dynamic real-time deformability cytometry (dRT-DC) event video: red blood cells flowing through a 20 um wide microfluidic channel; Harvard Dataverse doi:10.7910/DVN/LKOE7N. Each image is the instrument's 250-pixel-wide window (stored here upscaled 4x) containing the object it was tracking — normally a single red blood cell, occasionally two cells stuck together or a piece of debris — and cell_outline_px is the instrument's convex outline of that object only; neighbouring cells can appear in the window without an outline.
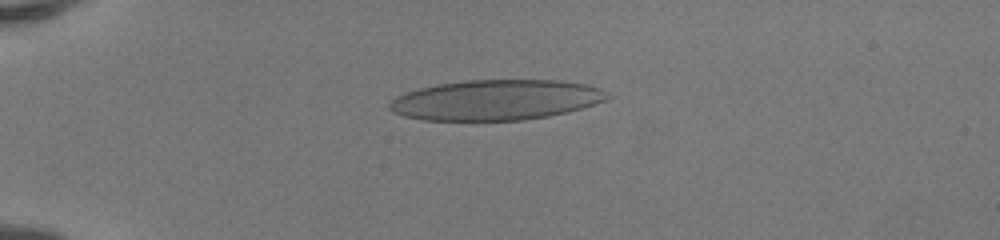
{"species": "human", "species_latin": "Homo sapiens", "temperature_condition": "room temperature", "stored_images_in_passage": 42, "camera_frame_rate_fps": 3000, "um_per_image_px": 0.085, "donor": {"sex": "female"}, "frame": {"image": 1, "passage_image": 6, "time_ms": 1.667, "image_size_px": [1000, 240], "cell_outline_px": [[616, 96], [568, 112], [548, 116], [524, 120], [424, 120], [404, 116], [392, 112], [388, 108], [388, 104], [396, 96], [420, 88], [436, 84], [468, 80], [560, 80], [588, 84], [600, 88]], "centroid_in_image_um": [42.18, 8.49], "position_along_channel_um": 42.8, "area_um2": 51.33}}
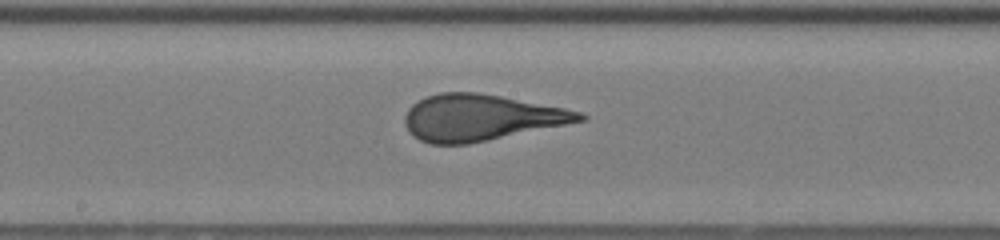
{"frame": {"image": 2, "passage_image": 21, "time_ms": 6.667, "image_size_px": [1000, 240], "cell_outline_px": [[588, 120], [468, 144], [428, 144], [412, 136], [408, 132], [404, 124], [404, 116], [408, 108], [412, 104], [428, 96], [440, 92], [476, 92], [500, 96], [564, 108], [580, 112], [588, 116]], "centroid_in_image_um": [40.84, 10.0], "position_along_channel_um": 207.4, "area_um2": 47.11}}
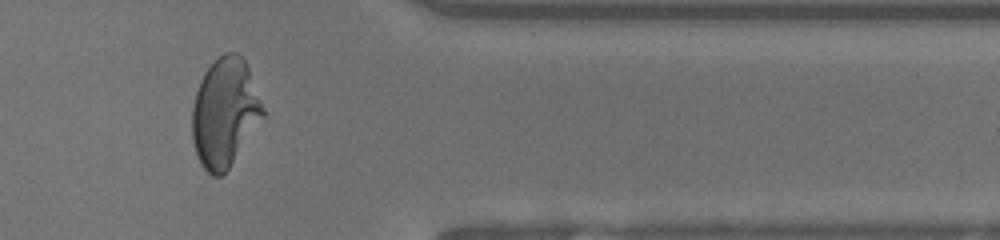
{"frame": {"image": 3, "passage_image": 35, "time_ms": 11.333, "image_size_px": [1000, 240], "cell_outline_px": [[268, 112], [228, 168], [220, 176], [212, 176], [200, 164], [196, 156], [192, 140], [192, 108], [196, 92], [200, 80], [204, 72], [224, 52], [236, 52], [244, 60], [248, 68]], "centroid_in_image_um": [19.12, 9.58], "position_along_channel_um": 392.3, "area_um2": 45.08}, "authors_computed_cell_mechanics": {"area_um2": 46.9336, "velocity_mm_per_s": 4.1908, "shape_relaxation_time_tau1_ms": 6.6956, "shape_relaxation_time_tau2_ms": null, "deformation_change_tau1": 0.3048, "deformation_change_tau2": null}}